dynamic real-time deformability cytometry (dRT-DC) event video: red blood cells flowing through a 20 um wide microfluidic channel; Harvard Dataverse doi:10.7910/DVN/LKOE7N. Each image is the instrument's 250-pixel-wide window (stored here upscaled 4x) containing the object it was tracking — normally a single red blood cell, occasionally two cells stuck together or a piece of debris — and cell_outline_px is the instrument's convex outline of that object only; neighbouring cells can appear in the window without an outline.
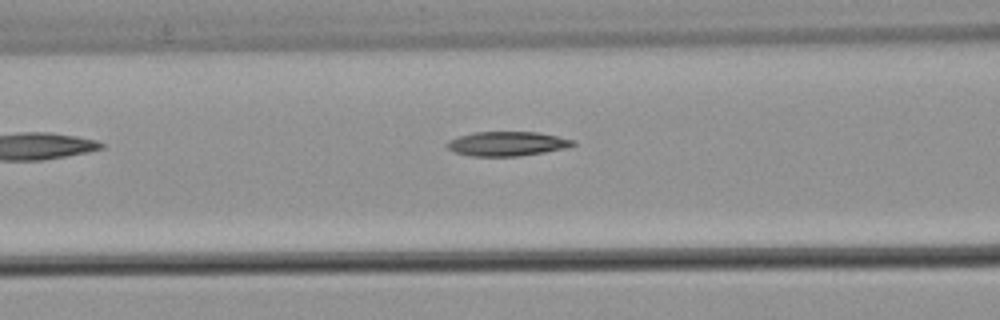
{"species": "common noctule bat (a hibernating species)", "species_latin": "Nyctalus noctula", "temperature_condition": "warm", "stored_images_in_passage": 6, "camera_frame_rate_fps": 3000, "um_per_image_px": 0.085, "animal": {"sex": "male", "body_mass_g": 21.5, "forearm_length_mm": 52.0}, "frame": {"image": 1, "passage_image": 6, "time_ms": 1.667, "image_size_px": [1000, 320], "cell_outline_px": [[576, 144], [568, 148], [520, 156], [472, 156], [452, 152], [448, 148], [448, 140], [472, 132], [536, 132], [576, 140]], "centroid_in_image_um": [43.12, 12.22], "position_along_channel_um": 123.5, "area_um2": 17.92}}